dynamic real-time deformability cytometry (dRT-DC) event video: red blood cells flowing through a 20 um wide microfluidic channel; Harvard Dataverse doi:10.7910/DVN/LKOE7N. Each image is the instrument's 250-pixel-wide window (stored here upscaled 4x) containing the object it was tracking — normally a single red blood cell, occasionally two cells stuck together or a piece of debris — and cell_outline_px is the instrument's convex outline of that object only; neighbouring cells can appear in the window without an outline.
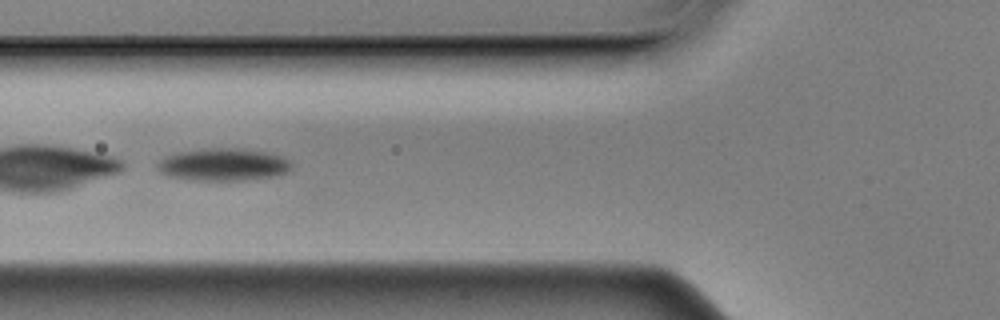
{"species": "Egyptian fruit bat (a non-hibernating species)", "species_latin": "Rousettus aegyptiacus", "temperature_condition": "cold", "stored_images_in_passage": 50, "camera_frame_rate_fps": 3000, "um_per_image_px": 0.085, "animal": {"sex": "male"}, "frame": {"image": 1, "passage_image": 15, "time_ms": 4.667, "image_size_px": [1000, 320], "cell_outline_px": [[292, 164], [288, 172], [272, 176], [244, 180], [196, 180], [168, 176], [160, 172], [156, 168], [156, 164], [164, 156], [180, 152], [212, 148], [232, 148], [268, 152], [284, 156], [292, 160]], "centroid_in_image_um": [19.0, 13.99], "position_along_channel_um": 106.8, "area_um2": 25.32}}
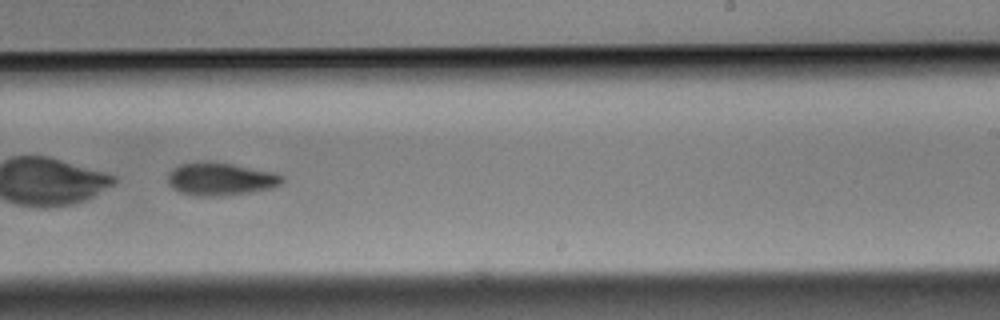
{"frame": {"image": 2, "passage_image": 29, "time_ms": 9.333, "image_size_px": [1000, 320], "cell_outline_px": [[284, 180], [280, 184], [272, 188], [248, 192], [220, 196], [196, 196], [180, 192], [172, 188], [168, 184], [168, 172], [172, 168], [180, 164], [204, 160], [212, 160], [276, 172], [284, 176]], "centroid_in_image_um": [18.73, 15.19], "position_along_channel_um": 270.3, "area_um2": 22.31}, "authors_computed_cell_mechanics": {"area_um2": 25.1719, "velocity_mm_per_s": 3.5027, "shape_relaxation_time_tau1_ms": 2.4337, "shape_relaxation_time_tau2_ms": null, "deformation_change_tau1": 0.0968, "deformation_change_tau2": null}}